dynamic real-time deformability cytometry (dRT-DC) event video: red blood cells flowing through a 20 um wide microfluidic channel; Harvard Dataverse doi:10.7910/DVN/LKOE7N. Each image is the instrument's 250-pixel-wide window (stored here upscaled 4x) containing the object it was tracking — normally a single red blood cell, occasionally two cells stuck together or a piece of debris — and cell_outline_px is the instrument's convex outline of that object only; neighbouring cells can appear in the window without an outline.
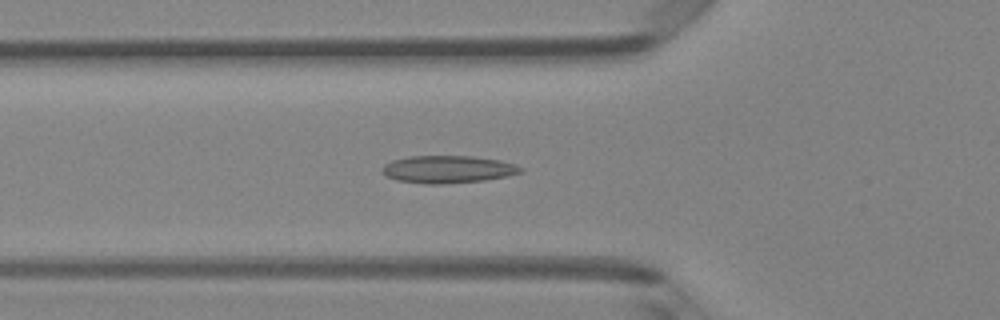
{"species": "Egyptian fruit bat (a non-hibernating species)", "species_latin": "Rousettus aegyptiacus", "temperature_condition": "room temperature", "stored_images_in_passage": 48, "camera_frame_rate_fps": 3000, "um_per_image_px": 0.085, "animal": {"sex": "female"}, "frame": {"image": 1, "passage_image": 17, "time_ms": 5.333, "image_size_px": [1000, 320], "cell_outline_px": [[524, 168], [520, 172], [508, 176], [484, 180], [440, 184], [424, 184], [396, 180], [380, 172], [380, 168], [384, 164], [392, 160], [408, 156], [472, 156], [500, 160], [516, 164]], "centroid_in_image_um": [38.04, 14.39], "position_along_channel_um": 87.8, "area_um2": 22.31}}
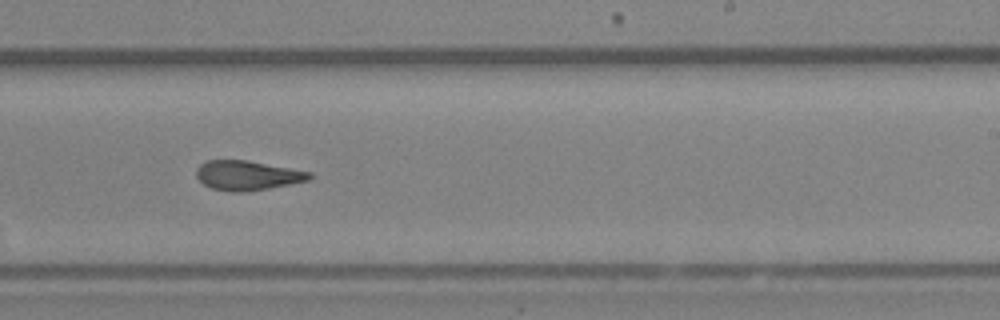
{"frame": {"image": 2, "passage_image": 30, "time_ms": 9.667, "image_size_px": [1000, 320], "cell_outline_px": [[312, 176], [308, 180], [268, 188], [244, 192], [232, 192], [212, 188], [204, 184], [196, 176], [196, 168], [204, 160], [248, 160], [312, 172]], "centroid_in_image_um": [21.0, 14.9], "position_along_channel_um": 268.0, "area_um2": 19.42}}
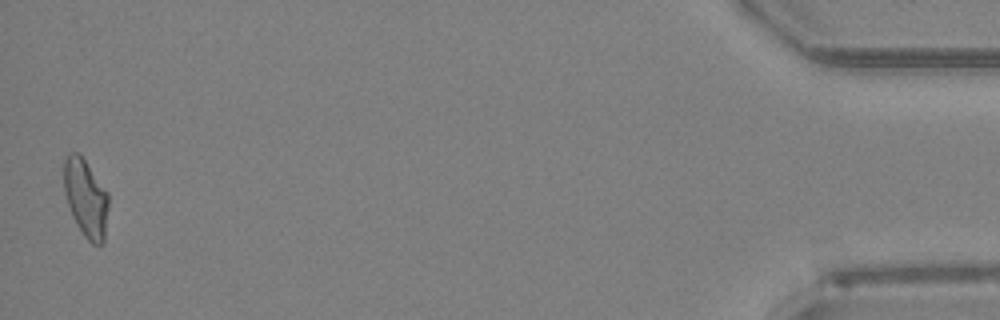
{"frame": {"image": 3, "passage_image": 48, "time_ms": 15.667, "image_size_px": [1000, 320], "cell_outline_px": [[108, 208], [104, 244], [92, 244], [84, 236], [76, 224], [72, 216], [64, 192], [64, 160], [68, 152], [80, 152], [108, 192]], "centroid_in_image_um": [7.3, 16.81], "position_along_channel_um": 427.9, "area_um2": 20.52}, "authors_computed_cell_mechanics": {"area_um2": 20.3456, "velocity_mm_per_s": 4.1656, "shape_relaxation_time_tau1_ms": null, "shape_relaxation_time_tau2_ms": 2.2048, "deformation_change_tau1": null, "deformation_change_tau2": 0.0958}}